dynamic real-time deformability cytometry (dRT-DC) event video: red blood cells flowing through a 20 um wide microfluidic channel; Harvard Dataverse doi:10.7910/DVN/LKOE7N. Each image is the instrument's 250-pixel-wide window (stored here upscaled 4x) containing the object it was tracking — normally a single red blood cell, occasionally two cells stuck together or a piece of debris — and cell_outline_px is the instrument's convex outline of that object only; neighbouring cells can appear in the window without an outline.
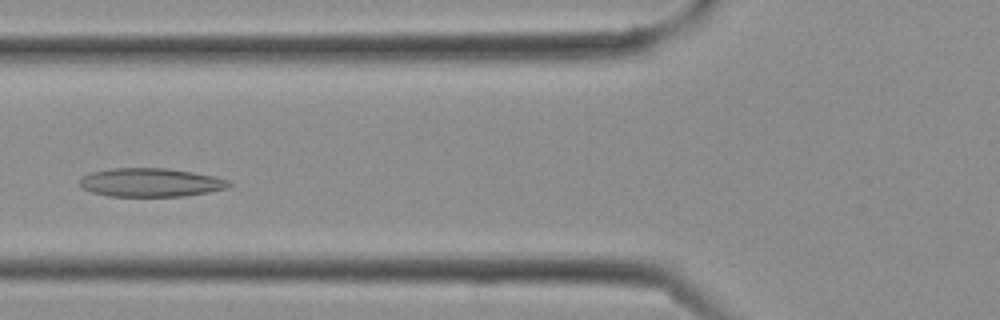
{"species": "Egyptian fruit bat (a non-hibernating species)", "species_latin": "Rousettus aegyptiacus", "temperature_condition": "cold", "stored_images_in_passage": 13, "camera_frame_rate_fps": 3000, "um_per_image_px": 0.085, "frame": {"image": 1, "passage_image": 10, "time_ms": 3.0, "image_size_px": [1000, 320], "cell_outline_px": [[232, 184], [228, 188], [208, 192], [184, 196], [108, 196], [92, 192], [84, 188], [80, 184], [80, 180], [84, 176], [92, 172], [112, 168], [164, 168], [192, 172], [212, 176], [228, 180]], "centroid_in_image_um": [12.82, 15.51], "position_along_channel_um": 113.0, "area_um2": 24.62}}
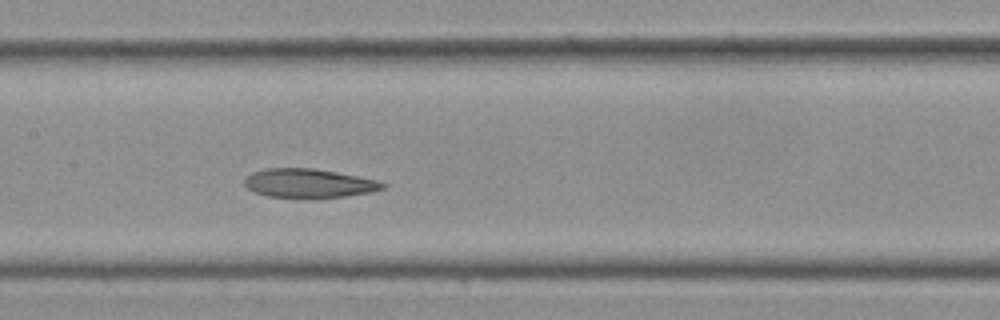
{"frame": {"image": 2, "passage_image": 13, "time_ms": 4.0, "image_size_px": [1000, 320], "cell_outline_px": [[388, 184], [384, 188], [372, 192], [344, 196], [308, 200], [268, 196], [256, 192], [248, 188], [244, 184], [244, 180], [252, 172], [264, 168], [312, 168], [356, 176], [376, 180]], "centroid_in_image_um": [26.24, 15.6], "position_along_channel_um": 181.2, "area_um2": 23.64}}